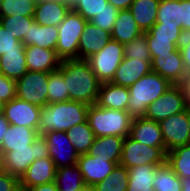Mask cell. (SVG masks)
I'll list each match as a JSON object with an SVG mask.
<instances>
[{
    "mask_svg": "<svg viewBox=\"0 0 190 191\" xmlns=\"http://www.w3.org/2000/svg\"><path fill=\"white\" fill-rule=\"evenodd\" d=\"M40 111L41 107L16 97L5 103L3 114L12 125H20L38 130Z\"/></svg>",
    "mask_w": 190,
    "mask_h": 191,
    "instance_id": "13",
    "label": "cell"
},
{
    "mask_svg": "<svg viewBox=\"0 0 190 191\" xmlns=\"http://www.w3.org/2000/svg\"><path fill=\"white\" fill-rule=\"evenodd\" d=\"M134 0H108L118 10H127Z\"/></svg>",
    "mask_w": 190,
    "mask_h": 191,
    "instance_id": "51",
    "label": "cell"
},
{
    "mask_svg": "<svg viewBox=\"0 0 190 191\" xmlns=\"http://www.w3.org/2000/svg\"><path fill=\"white\" fill-rule=\"evenodd\" d=\"M45 157H49V151L44 136L39 134L27 147L13 148L3 155L4 171L20 179L34 160Z\"/></svg>",
    "mask_w": 190,
    "mask_h": 191,
    "instance_id": "6",
    "label": "cell"
},
{
    "mask_svg": "<svg viewBox=\"0 0 190 191\" xmlns=\"http://www.w3.org/2000/svg\"><path fill=\"white\" fill-rule=\"evenodd\" d=\"M175 23L181 27L185 35L190 34V1L177 0V20Z\"/></svg>",
    "mask_w": 190,
    "mask_h": 191,
    "instance_id": "45",
    "label": "cell"
},
{
    "mask_svg": "<svg viewBox=\"0 0 190 191\" xmlns=\"http://www.w3.org/2000/svg\"><path fill=\"white\" fill-rule=\"evenodd\" d=\"M58 27L39 25L33 21L28 31V38H24L25 46H37L55 50L58 41Z\"/></svg>",
    "mask_w": 190,
    "mask_h": 191,
    "instance_id": "26",
    "label": "cell"
},
{
    "mask_svg": "<svg viewBox=\"0 0 190 191\" xmlns=\"http://www.w3.org/2000/svg\"><path fill=\"white\" fill-rule=\"evenodd\" d=\"M111 39L110 32L87 21L79 41V59L86 60L98 53Z\"/></svg>",
    "mask_w": 190,
    "mask_h": 191,
    "instance_id": "17",
    "label": "cell"
},
{
    "mask_svg": "<svg viewBox=\"0 0 190 191\" xmlns=\"http://www.w3.org/2000/svg\"><path fill=\"white\" fill-rule=\"evenodd\" d=\"M48 79L49 72L27 71L16 80V97L42 108L48 104Z\"/></svg>",
    "mask_w": 190,
    "mask_h": 191,
    "instance_id": "9",
    "label": "cell"
},
{
    "mask_svg": "<svg viewBox=\"0 0 190 191\" xmlns=\"http://www.w3.org/2000/svg\"><path fill=\"white\" fill-rule=\"evenodd\" d=\"M22 41L13 37L10 29H5L0 25V56L10 50H24Z\"/></svg>",
    "mask_w": 190,
    "mask_h": 191,
    "instance_id": "43",
    "label": "cell"
},
{
    "mask_svg": "<svg viewBox=\"0 0 190 191\" xmlns=\"http://www.w3.org/2000/svg\"><path fill=\"white\" fill-rule=\"evenodd\" d=\"M160 165H138L128 169L127 191H155L153 183L155 172Z\"/></svg>",
    "mask_w": 190,
    "mask_h": 191,
    "instance_id": "28",
    "label": "cell"
},
{
    "mask_svg": "<svg viewBox=\"0 0 190 191\" xmlns=\"http://www.w3.org/2000/svg\"><path fill=\"white\" fill-rule=\"evenodd\" d=\"M10 126V123L5 118L4 114H0V146L3 141V136H5V133Z\"/></svg>",
    "mask_w": 190,
    "mask_h": 191,
    "instance_id": "52",
    "label": "cell"
},
{
    "mask_svg": "<svg viewBox=\"0 0 190 191\" xmlns=\"http://www.w3.org/2000/svg\"><path fill=\"white\" fill-rule=\"evenodd\" d=\"M152 60H140L137 58H123L118 69L115 71L112 83L129 87L139 78L152 71Z\"/></svg>",
    "mask_w": 190,
    "mask_h": 191,
    "instance_id": "18",
    "label": "cell"
},
{
    "mask_svg": "<svg viewBox=\"0 0 190 191\" xmlns=\"http://www.w3.org/2000/svg\"><path fill=\"white\" fill-rule=\"evenodd\" d=\"M143 34L129 9L119 10L111 32L112 39L126 44Z\"/></svg>",
    "mask_w": 190,
    "mask_h": 191,
    "instance_id": "23",
    "label": "cell"
},
{
    "mask_svg": "<svg viewBox=\"0 0 190 191\" xmlns=\"http://www.w3.org/2000/svg\"><path fill=\"white\" fill-rule=\"evenodd\" d=\"M177 20V0H160L156 22Z\"/></svg>",
    "mask_w": 190,
    "mask_h": 191,
    "instance_id": "44",
    "label": "cell"
},
{
    "mask_svg": "<svg viewBox=\"0 0 190 191\" xmlns=\"http://www.w3.org/2000/svg\"><path fill=\"white\" fill-rule=\"evenodd\" d=\"M70 10L66 3L38 0L33 18L39 25L58 27Z\"/></svg>",
    "mask_w": 190,
    "mask_h": 191,
    "instance_id": "22",
    "label": "cell"
},
{
    "mask_svg": "<svg viewBox=\"0 0 190 191\" xmlns=\"http://www.w3.org/2000/svg\"><path fill=\"white\" fill-rule=\"evenodd\" d=\"M124 58V44L111 39L98 53L86 61L101 83L111 82Z\"/></svg>",
    "mask_w": 190,
    "mask_h": 191,
    "instance_id": "8",
    "label": "cell"
},
{
    "mask_svg": "<svg viewBox=\"0 0 190 191\" xmlns=\"http://www.w3.org/2000/svg\"><path fill=\"white\" fill-rule=\"evenodd\" d=\"M166 163L180 178H190V144L167 152Z\"/></svg>",
    "mask_w": 190,
    "mask_h": 191,
    "instance_id": "32",
    "label": "cell"
},
{
    "mask_svg": "<svg viewBox=\"0 0 190 191\" xmlns=\"http://www.w3.org/2000/svg\"><path fill=\"white\" fill-rule=\"evenodd\" d=\"M66 133L78 155L88 153L96 138L87 120L84 123L74 125Z\"/></svg>",
    "mask_w": 190,
    "mask_h": 191,
    "instance_id": "30",
    "label": "cell"
},
{
    "mask_svg": "<svg viewBox=\"0 0 190 191\" xmlns=\"http://www.w3.org/2000/svg\"><path fill=\"white\" fill-rule=\"evenodd\" d=\"M33 21V17L27 16L0 17V25L5 29H10L13 37L22 42L24 38H28V31Z\"/></svg>",
    "mask_w": 190,
    "mask_h": 191,
    "instance_id": "38",
    "label": "cell"
},
{
    "mask_svg": "<svg viewBox=\"0 0 190 191\" xmlns=\"http://www.w3.org/2000/svg\"><path fill=\"white\" fill-rule=\"evenodd\" d=\"M89 105L78 101H65L47 104L41 108L38 134L51 131L66 132L76 124L87 120Z\"/></svg>",
    "mask_w": 190,
    "mask_h": 191,
    "instance_id": "2",
    "label": "cell"
},
{
    "mask_svg": "<svg viewBox=\"0 0 190 191\" xmlns=\"http://www.w3.org/2000/svg\"><path fill=\"white\" fill-rule=\"evenodd\" d=\"M165 147H150L129 135L124 138L119 165L127 169L138 165H163L166 162Z\"/></svg>",
    "mask_w": 190,
    "mask_h": 191,
    "instance_id": "7",
    "label": "cell"
},
{
    "mask_svg": "<svg viewBox=\"0 0 190 191\" xmlns=\"http://www.w3.org/2000/svg\"><path fill=\"white\" fill-rule=\"evenodd\" d=\"M38 135L37 129L10 124L5 136H3L0 150L4 155L7 151L13 150V148L27 147V145L33 143Z\"/></svg>",
    "mask_w": 190,
    "mask_h": 191,
    "instance_id": "25",
    "label": "cell"
},
{
    "mask_svg": "<svg viewBox=\"0 0 190 191\" xmlns=\"http://www.w3.org/2000/svg\"><path fill=\"white\" fill-rule=\"evenodd\" d=\"M27 71L28 69L24 50H10L0 56V74L17 80Z\"/></svg>",
    "mask_w": 190,
    "mask_h": 191,
    "instance_id": "29",
    "label": "cell"
},
{
    "mask_svg": "<svg viewBox=\"0 0 190 191\" xmlns=\"http://www.w3.org/2000/svg\"><path fill=\"white\" fill-rule=\"evenodd\" d=\"M65 83L64 76L59 69L49 72L48 104L69 101V92Z\"/></svg>",
    "mask_w": 190,
    "mask_h": 191,
    "instance_id": "37",
    "label": "cell"
},
{
    "mask_svg": "<svg viewBox=\"0 0 190 191\" xmlns=\"http://www.w3.org/2000/svg\"><path fill=\"white\" fill-rule=\"evenodd\" d=\"M172 84L158 73L151 71L128 87L130 98L127 112L133 118L145 116L147 106L161 97Z\"/></svg>",
    "mask_w": 190,
    "mask_h": 191,
    "instance_id": "3",
    "label": "cell"
},
{
    "mask_svg": "<svg viewBox=\"0 0 190 191\" xmlns=\"http://www.w3.org/2000/svg\"><path fill=\"white\" fill-rule=\"evenodd\" d=\"M177 85L182 91L186 107L190 109V74L185 75Z\"/></svg>",
    "mask_w": 190,
    "mask_h": 191,
    "instance_id": "49",
    "label": "cell"
},
{
    "mask_svg": "<svg viewBox=\"0 0 190 191\" xmlns=\"http://www.w3.org/2000/svg\"><path fill=\"white\" fill-rule=\"evenodd\" d=\"M118 12V9H116L112 4L108 3L107 6H105V8L96 14L95 17L89 22L111 33L113 25L118 16Z\"/></svg>",
    "mask_w": 190,
    "mask_h": 191,
    "instance_id": "41",
    "label": "cell"
},
{
    "mask_svg": "<svg viewBox=\"0 0 190 191\" xmlns=\"http://www.w3.org/2000/svg\"><path fill=\"white\" fill-rule=\"evenodd\" d=\"M160 0H134L129 11L142 32H147L156 23Z\"/></svg>",
    "mask_w": 190,
    "mask_h": 191,
    "instance_id": "27",
    "label": "cell"
},
{
    "mask_svg": "<svg viewBox=\"0 0 190 191\" xmlns=\"http://www.w3.org/2000/svg\"><path fill=\"white\" fill-rule=\"evenodd\" d=\"M189 109L171 115L159 122L166 152L190 144L189 138Z\"/></svg>",
    "mask_w": 190,
    "mask_h": 191,
    "instance_id": "11",
    "label": "cell"
},
{
    "mask_svg": "<svg viewBox=\"0 0 190 191\" xmlns=\"http://www.w3.org/2000/svg\"><path fill=\"white\" fill-rule=\"evenodd\" d=\"M123 140V137L113 135L96 137L87 154L91 156L96 155L99 158L107 159V161L115 162L119 165Z\"/></svg>",
    "mask_w": 190,
    "mask_h": 191,
    "instance_id": "24",
    "label": "cell"
},
{
    "mask_svg": "<svg viewBox=\"0 0 190 191\" xmlns=\"http://www.w3.org/2000/svg\"><path fill=\"white\" fill-rule=\"evenodd\" d=\"M16 98V80L0 74V100L4 103Z\"/></svg>",
    "mask_w": 190,
    "mask_h": 191,
    "instance_id": "46",
    "label": "cell"
},
{
    "mask_svg": "<svg viewBox=\"0 0 190 191\" xmlns=\"http://www.w3.org/2000/svg\"><path fill=\"white\" fill-rule=\"evenodd\" d=\"M24 191H59L55 182H50L46 184L36 185L31 188H27Z\"/></svg>",
    "mask_w": 190,
    "mask_h": 191,
    "instance_id": "50",
    "label": "cell"
},
{
    "mask_svg": "<svg viewBox=\"0 0 190 191\" xmlns=\"http://www.w3.org/2000/svg\"><path fill=\"white\" fill-rule=\"evenodd\" d=\"M4 105L5 103L2 100H0V114L4 113Z\"/></svg>",
    "mask_w": 190,
    "mask_h": 191,
    "instance_id": "56",
    "label": "cell"
},
{
    "mask_svg": "<svg viewBox=\"0 0 190 191\" xmlns=\"http://www.w3.org/2000/svg\"><path fill=\"white\" fill-rule=\"evenodd\" d=\"M153 189L155 191H182L181 178L165 162L156 169Z\"/></svg>",
    "mask_w": 190,
    "mask_h": 191,
    "instance_id": "33",
    "label": "cell"
},
{
    "mask_svg": "<svg viewBox=\"0 0 190 191\" xmlns=\"http://www.w3.org/2000/svg\"><path fill=\"white\" fill-rule=\"evenodd\" d=\"M87 121L95 137L113 135L125 138L129 135L133 117L124 110L101 108L93 104L88 108Z\"/></svg>",
    "mask_w": 190,
    "mask_h": 191,
    "instance_id": "4",
    "label": "cell"
},
{
    "mask_svg": "<svg viewBox=\"0 0 190 191\" xmlns=\"http://www.w3.org/2000/svg\"><path fill=\"white\" fill-rule=\"evenodd\" d=\"M38 0H2L0 17H33Z\"/></svg>",
    "mask_w": 190,
    "mask_h": 191,
    "instance_id": "36",
    "label": "cell"
},
{
    "mask_svg": "<svg viewBox=\"0 0 190 191\" xmlns=\"http://www.w3.org/2000/svg\"><path fill=\"white\" fill-rule=\"evenodd\" d=\"M128 169L117 165L110 175L93 186L94 191H127L128 188Z\"/></svg>",
    "mask_w": 190,
    "mask_h": 191,
    "instance_id": "34",
    "label": "cell"
},
{
    "mask_svg": "<svg viewBox=\"0 0 190 191\" xmlns=\"http://www.w3.org/2000/svg\"><path fill=\"white\" fill-rule=\"evenodd\" d=\"M77 165L80 168L85 185L93 187L105 180L118 164L86 153L79 155Z\"/></svg>",
    "mask_w": 190,
    "mask_h": 191,
    "instance_id": "14",
    "label": "cell"
},
{
    "mask_svg": "<svg viewBox=\"0 0 190 191\" xmlns=\"http://www.w3.org/2000/svg\"><path fill=\"white\" fill-rule=\"evenodd\" d=\"M51 1L66 3V4H69V5H70V0H51Z\"/></svg>",
    "mask_w": 190,
    "mask_h": 191,
    "instance_id": "57",
    "label": "cell"
},
{
    "mask_svg": "<svg viewBox=\"0 0 190 191\" xmlns=\"http://www.w3.org/2000/svg\"><path fill=\"white\" fill-rule=\"evenodd\" d=\"M56 166L50 157L34 160L19 179L23 190L55 181Z\"/></svg>",
    "mask_w": 190,
    "mask_h": 191,
    "instance_id": "16",
    "label": "cell"
},
{
    "mask_svg": "<svg viewBox=\"0 0 190 191\" xmlns=\"http://www.w3.org/2000/svg\"><path fill=\"white\" fill-rule=\"evenodd\" d=\"M129 136L150 147H165L159 122L144 117L133 118Z\"/></svg>",
    "mask_w": 190,
    "mask_h": 191,
    "instance_id": "20",
    "label": "cell"
},
{
    "mask_svg": "<svg viewBox=\"0 0 190 191\" xmlns=\"http://www.w3.org/2000/svg\"><path fill=\"white\" fill-rule=\"evenodd\" d=\"M19 189V178L5 171L0 173V191H18Z\"/></svg>",
    "mask_w": 190,
    "mask_h": 191,
    "instance_id": "47",
    "label": "cell"
},
{
    "mask_svg": "<svg viewBox=\"0 0 190 191\" xmlns=\"http://www.w3.org/2000/svg\"><path fill=\"white\" fill-rule=\"evenodd\" d=\"M54 182L59 191H78L85 186L82 173L77 164L57 168Z\"/></svg>",
    "mask_w": 190,
    "mask_h": 191,
    "instance_id": "31",
    "label": "cell"
},
{
    "mask_svg": "<svg viewBox=\"0 0 190 191\" xmlns=\"http://www.w3.org/2000/svg\"><path fill=\"white\" fill-rule=\"evenodd\" d=\"M46 140L49 157L55 163L56 168L73 166L79 158L69 137L64 131H51L42 134Z\"/></svg>",
    "mask_w": 190,
    "mask_h": 191,
    "instance_id": "12",
    "label": "cell"
},
{
    "mask_svg": "<svg viewBox=\"0 0 190 191\" xmlns=\"http://www.w3.org/2000/svg\"><path fill=\"white\" fill-rule=\"evenodd\" d=\"M86 22L79 13L71 9L59 24L55 50L61 60L79 59V41Z\"/></svg>",
    "mask_w": 190,
    "mask_h": 191,
    "instance_id": "5",
    "label": "cell"
},
{
    "mask_svg": "<svg viewBox=\"0 0 190 191\" xmlns=\"http://www.w3.org/2000/svg\"><path fill=\"white\" fill-rule=\"evenodd\" d=\"M147 33L153 39L171 40V43H182L185 37L181 27L175 21L156 22Z\"/></svg>",
    "mask_w": 190,
    "mask_h": 191,
    "instance_id": "35",
    "label": "cell"
},
{
    "mask_svg": "<svg viewBox=\"0 0 190 191\" xmlns=\"http://www.w3.org/2000/svg\"><path fill=\"white\" fill-rule=\"evenodd\" d=\"M59 70L64 76L69 100L82 102L89 106L96 104L101 82L86 60H61Z\"/></svg>",
    "mask_w": 190,
    "mask_h": 191,
    "instance_id": "1",
    "label": "cell"
},
{
    "mask_svg": "<svg viewBox=\"0 0 190 191\" xmlns=\"http://www.w3.org/2000/svg\"><path fill=\"white\" fill-rule=\"evenodd\" d=\"M28 71L53 72L59 69L61 59L56 50L37 47L34 45L24 48Z\"/></svg>",
    "mask_w": 190,
    "mask_h": 191,
    "instance_id": "19",
    "label": "cell"
},
{
    "mask_svg": "<svg viewBox=\"0 0 190 191\" xmlns=\"http://www.w3.org/2000/svg\"><path fill=\"white\" fill-rule=\"evenodd\" d=\"M188 127H189V138H190V109H189V124H188Z\"/></svg>",
    "mask_w": 190,
    "mask_h": 191,
    "instance_id": "58",
    "label": "cell"
},
{
    "mask_svg": "<svg viewBox=\"0 0 190 191\" xmlns=\"http://www.w3.org/2000/svg\"><path fill=\"white\" fill-rule=\"evenodd\" d=\"M4 172L3 152L0 150V173Z\"/></svg>",
    "mask_w": 190,
    "mask_h": 191,
    "instance_id": "54",
    "label": "cell"
},
{
    "mask_svg": "<svg viewBox=\"0 0 190 191\" xmlns=\"http://www.w3.org/2000/svg\"><path fill=\"white\" fill-rule=\"evenodd\" d=\"M107 4L108 0H70L71 9L86 21L92 20Z\"/></svg>",
    "mask_w": 190,
    "mask_h": 191,
    "instance_id": "39",
    "label": "cell"
},
{
    "mask_svg": "<svg viewBox=\"0 0 190 191\" xmlns=\"http://www.w3.org/2000/svg\"><path fill=\"white\" fill-rule=\"evenodd\" d=\"M182 191H190V178H181Z\"/></svg>",
    "mask_w": 190,
    "mask_h": 191,
    "instance_id": "53",
    "label": "cell"
},
{
    "mask_svg": "<svg viewBox=\"0 0 190 191\" xmlns=\"http://www.w3.org/2000/svg\"><path fill=\"white\" fill-rule=\"evenodd\" d=\"M186 109L181 89L178 85H172L161 97L147 106L144 118L161 122L171 115L181 113Z\"/></svg>",
    "mask_w": 190,
    "mask_h": 191,
    "instance_id": "10",
    "label": "cell"
},
{
    "mask_svg": "<svg viewBox=\"0 0 190 191\" xmlns=\"http://www.w3.org/2000/svg\"><path fill=\"white\" fill-rule=\"evenodd\" d=\"M78 191H94L92 186L85 185L82 189Z\"/></svg>",
    "mask_w": 190,
    "mask_h": 191,
    "instance_id": "55",
    "label": "cell"
},
{
    "mask_svg": "<svg viewBox=\"0 0 190 191\" xmlns=\"http://www.w3.org/2000/svg\"><path fill=\"white\" fill-rule=\"evenodd\" d=\"M144 36L148 42L150 56L153 60L155 57L174 52L180 47L181 43H171V40L153 39L147 32Z\"/></svg>",
    "mask_w": 190,
    "mask_h": 191,
    "instance_id": "42",
    "label": "cell"
},
{
    "mask_svg": "<svg viewBox=\"0 0 190 191\" xmlns=\"http://www.w3.org/2000/svg\"><path fill=\"white\" fill-rule=\"evenodd\" d=\"M179 48L182 53L185 70L187 74H190V34L185 35Z\"/></svg>",
    "mask_w": 190,
    "mask_h": 191,
    "instance_id": "48",
    "label": "cell"
},
{
    "mask_svg": "<svg viewBox=\"0 0 190 191\" xmlns=\"http://www.w3.org/2000/svg\"><path fill=\"white\" fill-rule=\"evenodd\" d=\"M129 98L128 87L112 82L101 83L96 104L101 108L127 111Z\"/></svg>",
    "mask_w": 190,
    "mask_h": 191,
    "instance_id": "21",
    "label": "cell"
},
{
    "mask_svg": "<svg viewBox=\"0 0 190 191\" xmlns=\"http://www.w3.org/2000/svg\"><path fill=\"white\" fill-rule=\"evenodd\" d=\"M151 64L152 71L167 79L172 85H177L187 75L180 48L172 53L155 57Z\"/></svg>",
    "mask_w": 190,
    "mask_h": 191,
    "instance_id": "15",
    "label": "cell"
},
{
    "mask_svg": "<svg viewBox=\"0 0 190 191\" xmlns=\"http://www.w3.org/2000/svg\"><path fill=\"white\" fill-rule=\"evenodd\" d=\"M124 57L130 59L137 58L140 60H152L148 42L144 34L124 44Z\"/></svg>",
    "mask_w": 190,
    "mask_h": 191,
    "instance_id": "40",
    "label": "cell"
}]
</instances>
